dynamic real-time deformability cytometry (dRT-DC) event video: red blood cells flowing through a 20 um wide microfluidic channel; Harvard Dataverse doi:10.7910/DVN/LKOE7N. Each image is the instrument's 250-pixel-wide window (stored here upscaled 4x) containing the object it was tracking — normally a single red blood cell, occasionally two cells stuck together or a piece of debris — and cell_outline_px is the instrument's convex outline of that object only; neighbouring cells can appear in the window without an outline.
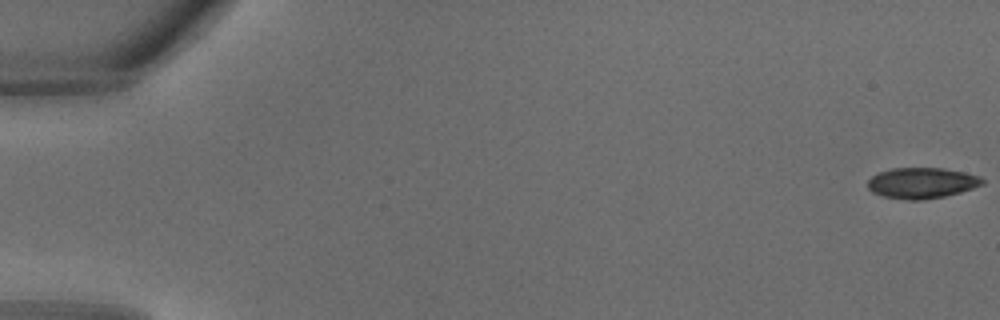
{"species": "common noctule bat (a hibernating species)", "species_latin": "Nyctalus noctula", "temperature_condition": "warm", "stored_images_in_passage": 34, "camera_frame_rate_fps": 3000, "um_per_image_px": 0.085, "animal": {"sex": "male", "body_mass_g": 18.8}, "frame": {"image": 1, "passage_image": 1, "time_ms": 0.0, "image_size_px": [1000, 320], "cell_outline_px": [[984, 184], [960, 192], [944, 196], [924, 200], [908, 200], [884, 196], [872, 192], [868, 188], [868, 180], [872, 176], [880, 172], [892, 168], [944, 168], [964, 172], [980, 176], [984, 180]], "centroid_in_image_um": [78.36, 15.55], "position_along_channel_um": 6.6, "area_um2": 20.52}}
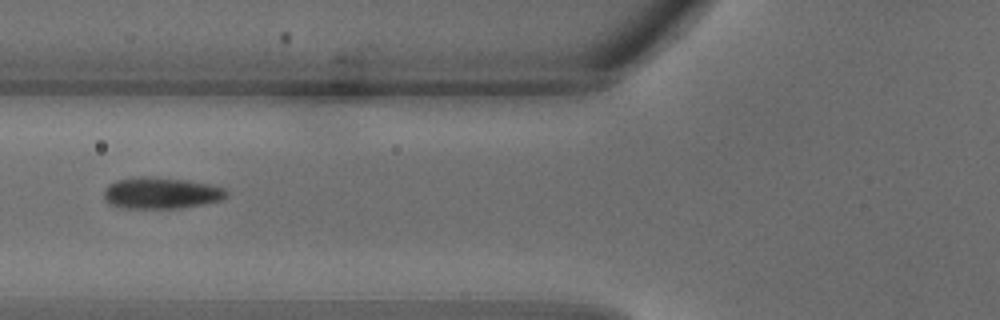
{"frame": {"image": 2, "passage_image": 14, "time_ms": 4.333, "image_size_px": [1000, 320], "cell_outline_px": [[228, 196], [220, 200], [204, 204], [180, 208], [120, 208], [108, 204], [104, 200], [104, 188], [108, 184], [116, 180], [140, 176], [184, 180], [224, 188], [228, 192]], "centroid_in_image_um": [13.62, 16.42], "position_along_channel_um": 112.2, "area_um2": 22.37}}
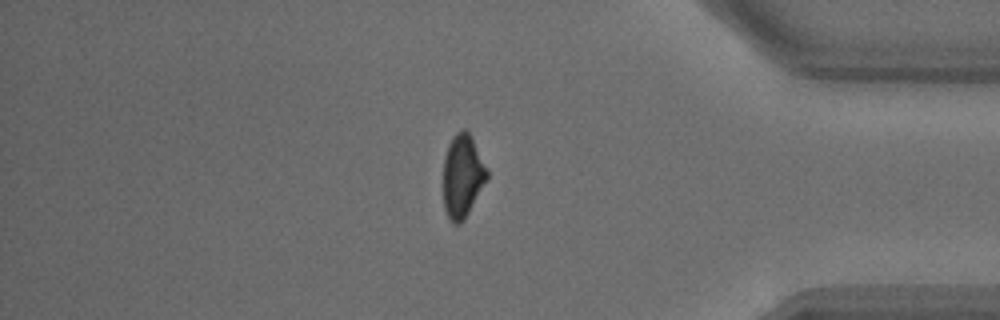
{"frame": {"image": 3, "passage_image": 29, "time_ms": 9.333, "image_size_px": [1000, 320], "cell_outline_px": [[488, 176], [464, 220], [456, 224], [452, 224], [444, 208], [444, 156], [448, 144], [452, 136], [460, 128], [468, 128], [488, 168]], "centroid_in_image_um": [39.31, 14.88], "position_along_channel_um": 395.9, "area_um2": 21.33}}